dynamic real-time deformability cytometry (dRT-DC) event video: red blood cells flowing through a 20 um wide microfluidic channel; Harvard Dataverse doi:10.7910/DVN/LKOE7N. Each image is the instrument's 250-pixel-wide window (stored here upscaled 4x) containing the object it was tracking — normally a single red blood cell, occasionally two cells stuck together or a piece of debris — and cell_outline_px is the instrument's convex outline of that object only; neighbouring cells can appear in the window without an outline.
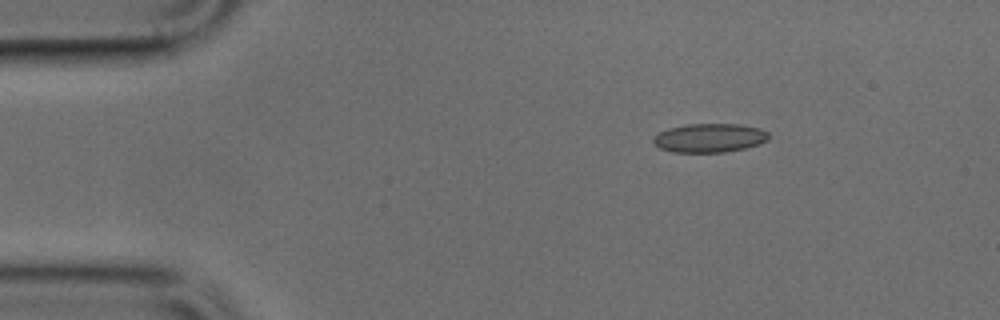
{"species": "common noctule bat (a hibernating species)", "species_latin": "Nyctalus noctula", "temperature_condition": "cold", "stored_images_in_passage": 43, "camera_frame_rate_fps": 3000, "um_per_image_px": 0.085, "animal": {"sex": "male", "body_mass_g": 17.9, "forearm_length_mm": 54.2}, "frame": {"image": 1, "passage_image": 1, "time_ms": 0.0, "image_size_px": [1000, 320], "cell_outline_px": [[768, 140], [760, 144], [744, 148], [724, 152], [672, 152], [660, 148], [652, 140], [660, 132], [668, 128], [684, 124], [740, 124], [760, 128], [768, 132]], "centroid_in_image_um": [60.33, 11.71], "position_along_channel_um": 24.7, "area_um2": 19.36}}
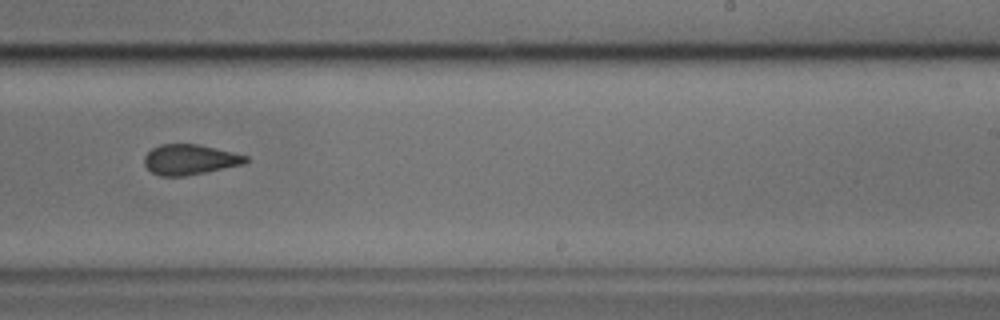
{"frame": {"image": 2, "passage_image": 24, "time_ms": 7.667, "image_size_px": [1000, 320], "cell_outline_px": [[248, 160], [244, 164], [184, 176], [160, 176], [152, 172], [144, 164], [144, 156], [152, 148], [160, 144], [196, 144], [232, 152], [248, 156]], "centroid_in_image_um": [16.11, 13.56], "position_along_channel_um": 272.9, "area_um2": 17.69}}
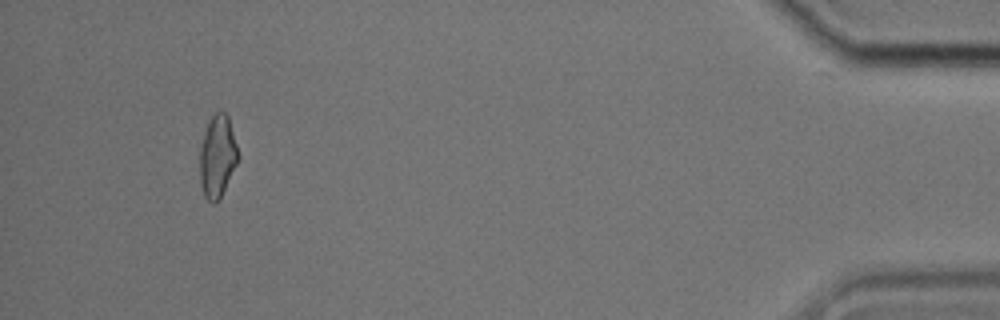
{"frame": {"image": 3, "passage_image": 40, "time_ms": 13.0, "image_size_px": [1000, 320], "cell_outline_px": [[240, 156], [220, 200], [216, 204], [212, 204], [204, 196], [200, 184], [200, 148], [204, 132], [208, 120], [216, 112], [224, 112], [228, 116]], "centroid_in_image_um": [18.48, 13.33], "position_along_channel_um": 416.7, "area_um2": 18.55}}